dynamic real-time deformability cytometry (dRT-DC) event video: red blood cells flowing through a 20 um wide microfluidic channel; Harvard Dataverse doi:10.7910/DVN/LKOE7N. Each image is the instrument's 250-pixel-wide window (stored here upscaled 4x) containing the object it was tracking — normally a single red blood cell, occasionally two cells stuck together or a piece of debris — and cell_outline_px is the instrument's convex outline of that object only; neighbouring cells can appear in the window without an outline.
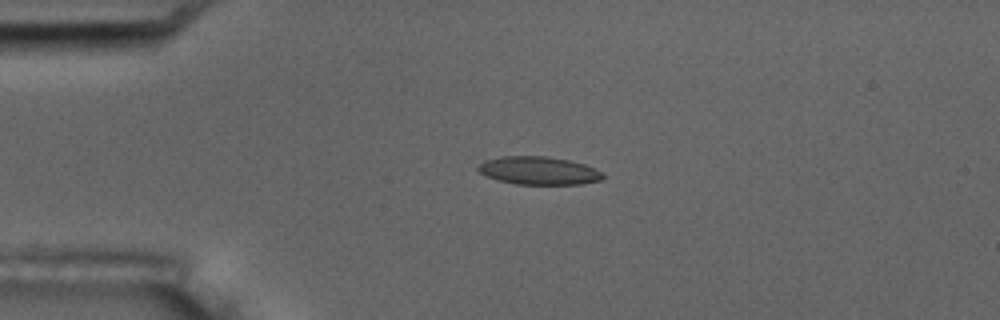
{"species": "common noctule bat (a hibernating species)", "species_latin": "Nyctalus noctula", "temperature_condition": "room temperature", "stored_images_in_passage": 4, "camera_frame_rate_fps": 3000, "um_per_image_px": 0.085, "animal": {"sex": "male", "body_mass_g": 17.5, "forearm_length_mm": 52.3}, "frame": {"image": 1, "passage_image": 3, "time_ms": 2.333, "image_size_px": [1000, 320], "cell_outline_px": [[604, 176], [600, 180], [580, 184], [516, 184], [496, 180], [480, 172], [476, 168], [484, 160], [504, 156], [548, 156], [568, 160], [584, 164], [596, 168], [604, 172]], "centroid_in_image_um": [45.8, 14.5], "position_along_channel_um": 39.2, "area_um2": 20.4}}